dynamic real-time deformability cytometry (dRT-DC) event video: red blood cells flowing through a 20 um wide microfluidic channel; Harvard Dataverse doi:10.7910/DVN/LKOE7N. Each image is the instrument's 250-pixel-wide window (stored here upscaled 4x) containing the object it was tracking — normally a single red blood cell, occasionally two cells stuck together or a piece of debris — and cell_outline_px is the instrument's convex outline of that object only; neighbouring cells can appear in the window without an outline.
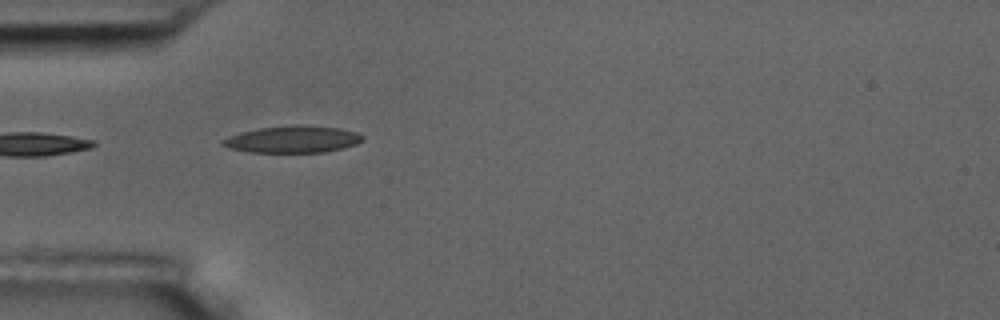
{"species": "common noctule bat (a hibernating species)", "species_latin": "Nyctalus noctula", "temperature_condition": "room temperature", "stored_images_in_passage": 4, "camera_frame_rate_fps": 3000, "um_per_image_px": 0.085, "animal": {"sex": "male", "body_mass_g": 17.5, "forearm_length_mm": 52.3}, "frame": {"image": 1, "passage_image": 1, "time_ms": 0.0, "image_size_px": [1000, 320], "cell_outline_px": [[364, 140], [356, 144], [324, 152], [248, 152], [228, 148], [220, 144], [220, 140], [228, 136], [240, 132], [260, 128], [296, 124], [340, 128], [356, 132], [364, 136]], "centroid_in_image_um": [24.84, 11.83], "position_along_channel_um": 60.2, "area_um2": 22.02}}
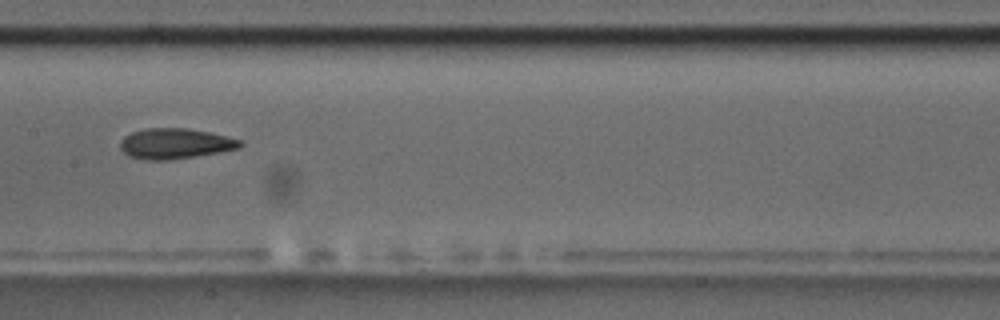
{"frame": {"image": 2, "passage_image": 4, "time_ms": 3.667, "image_size_px": [1000, 320], "cell_outline_px": [[244, 144], [240, 148], [220, 152], [168, 160], [148, 160], [128, 156], [120, 148], [120, 140], [124, 136], [132, 132], [148, 128], [188, 128], [208, 132], [240, 140]], "centroid_in_image_um": [14.86, 12.21], "position_along_channel_um": 192.5, "area_um2": 21.15}}